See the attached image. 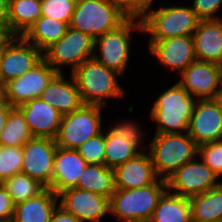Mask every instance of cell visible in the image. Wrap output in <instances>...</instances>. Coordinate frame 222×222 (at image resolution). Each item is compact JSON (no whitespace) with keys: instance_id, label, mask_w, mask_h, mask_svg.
<instances>
[{"instance_id":"obj_1","label":"cell","mask_w":222,"mask_h":222,"mask_svg":"<svg viewBox=\"0 0 222 222\" xmlns=\"http://www.w3.org/2000/svg\"><path fill=\"white\" fill-rule=\"evenodd\" d=\"M83 104L105 107L107 99L122 98L125 89L120 85L118 72L106 68L94 58L88 59L72 73Z\"/></svg>"},{"instance_id":"obj_2","label":"cell","mask_w":222,"mask_h":222,"mask_svg":"<svg viewBox=\"0 0 222 222\" xmlns=\"http://www.w3.org/2000/svg\"><path fill=\"white\" fill-rule=\"evenodd\" d=\"M150 110L155 134L188 132L196 99L178 82L158 95Z\"/></svg>"},{"instance_id":"obj_3","label":"cell","mask_w":222,"mask_h":222,"mask_svg":"<svg viewBox=\"0 0 222 222\" xmlns=\"http://www.w3.org/2000/svg\"><path fill=\"white\" fill-rule=\"evenodd\" d=\"M166 190V180L160 178L144 187L116 189L109 199L110 215L122 222H149Z\"/></svg>"},{"instance_id":"obj_4","label":"cell","mask_w":222,"mask_h":222,"mask_svg":"<svg viewBox=\"0 0 222 222\" xmlns=\"http://www.w3.org/2000/svg\"><path fill=\"white\" fill-rule=\"evenodd\" d=\"M147 147L157 176L164 180L198 155V145L187 132L154 134Z\"/></svg>"},{"instance_id":"obj_5","label":"cell","mask_w":222,"mask_h":222,"mask_svg":"<svg viewBox=\"0 0 222 222\" xmlns=\"http://www.w3.org/2000/svg\"><path fill=\"white\" fill-rule=\"evenodd\" d=\"M199 21L191 5H162L157 9L150 7L141 20L142 33L149 35V40L190 36L193 35Z\"/></svg>"},{"instance_id":"obj_6","label":"cell","mask_w":222,"mask_h":222,"mask_svg":"<svg viewBox=\"0 0 222 222\" xmlns=\"http://www.w3.org/2000/svg\"><path fill=\"white\" fill-rule=\"evenodd\" d=\"M132 31L142 33L140 20L127 19L116 29L95 38L93 58L106 68L123 75L131 57Z\"/></svg>"},{"instance_id":"obj_7","label":"cell","mask_w":222,"mask_h":222,"mask_svg":"<svg viewBox=\"0 0 222 222\" xmlns=\"http://www.w3.org/2000/svg\"><path fill=\"white\" fill-rule=\"evenodd\" d=\"M127 19L108 0H77L69 27L97 38Z\"/></svg>"},{"instance_id":"obj_8","label":"cell","mask_w":222,"mask_h":222,"mask_svg":"<svg viewBox=\"0 0 222 222\" xmlns=\"http://www.w3.org/2000/svg\"><path fill=\"white\" fill-rule=\"evenodd\" d=\"M103 106L83 104L76 111L63 115L55 138L58 147L78 149L88 139L103 132Z\"/></svg>"},{"instance_id":"obj_9","label":"cell","mask_w":222,"mask_h":222,"mask_svg":"<svg viewBox=\"0 0 222 222\" xmlns=\"http://www.w3.org/2000/svg\"><path fill=\"white\" fill-rule=\"evenodd\" d=\"M95 38L68 28L66 34L43 52V59L58 73L69 67L71 73L83 62L93 58Z\"/></svg>"},{"instance_id":"obj_10","label":"cell","mask_w":222,"mask_h":222,"mask_svg":"<svg viewBox=\"0 0 222 222\" xmlns=\"http://www.w3.org/2000/svg\"><path fill=\"white\" fill-rule=\"evenodd\" d=\"M190 160L180 166L167 179V190L182 197L191 198L217 187L220 178L200 159Z\"/></svg>"},{"instance_id":"obj_11","label":"cell","mask_w":222,"mask_h":222,"mask_svg":"<svg viewBox=\"0 0 222 222\" xmlns=\"http://www.w3.org/2000/svg\"><path fill=\"white\" fill-rule=\"evenodd\" d=\"M43 59V53L23 36H13L0 49V80L19 78Z\"/></svg>"},{"instance_id":"obj_12","label":"cell","mask_w":222,"mask_h":222,"mask_svg":"<svg viewBox=\"0 0 222 222\" xmlns=\"http://www.w3.org/2000/svg\"><path fill=\"white\" fill-rule=\"evenodd\" d=\"M177 81L196 100L216 99L222 90V66L212 62L193 61Z\"/></svg>"},{"instance_id":"obj_13","label":"cell","mask_w":222,"mask_h":222,"mask_svg":"<svg viewBox=\"0 0 222 222\" xmlns=\"http://www.w3.org/2000/svg\"><path fill=\"white\" fill-rule=\"evenodd\" d=\"M58 74L44 59L19 78L5 83L6 98L12 107L40 98L43 90Z\"/></svg>"},{"instance_id":"obj_14","label":"cell","mask_w":222,"mask_h":222,"mask_svg":"<svg viewBox=\"0 0 222 222\" xmlns=\"http://www.w3.org/2000/svg\"><path fill=\"white\" fill-rule=\"evenodd\" d=\"M56 141L50 138H33L22 146V172L51 189Z\"/></svg>"},{"instance_id":"obj_15","label":"cell","mask_w":222,"mask_h":222,"mask_svg":"<svg viewBox=\"0 0 222 222\" xmlns=\"http://www.w3.org/2000/svg\"><path fill=\"white\" fill-rule=\"evenodd\" d=\"M58 205L80 222H100L110 214L109 199L95 192L69 188L57 194Z\"/></svg>"},{"instance_id":"obj_16","label":"cell","mask_w":222,"mask_h":222,"mask_svg":"<svg viewBox=\"0 0 222 222\" xmlns=\"http://www.w3.org/2000/svg\"><path fill=\"white\" fill-rule=\"evenodd\" d=\"M187 133L198 146L222 140V109L216 99L196 100Z\"/></svg>"},{"instance_id":"obj_17","label":"cell","mask_w":222,"mask_h":222,"mask_svg":"<svg viewBox=\"0 0 222 222\" xmlns=\"http://www.w3.org/2000/svg\"><path fill=\"white\" fill-rule=\"evenodd\" d=\"M148 49L162 66L182 73L196 60L192 35L179 36L164 40H149Z\"/></svg>"},{"instance_id":"obj_18","label":"cell","mask_w":222,"mask_h":222,"mask_svg":"<svg viewBox=\"0 0 222 222\" xmlns=\"http://www.w3.org/2000/svg\"><path fill=\"white\" fill-rule=\"evenodd\" d=\"M17 108L22 112L34 138L55 140L63 117L55 107L41 98H35Z\"/></svg>"},{"instance_id":"obj_19","label":"cell","mask_w":222,"mask_h":222,"mask_svg":"<svg viewBox=\"0 0 222 222\" xmlns=\"http://www.w3.org/2000/svg\"><path fill=\"white\" fill-rule=\"evenodd\" d=\"M145 152L142 151L113 169L116 189H136L151 185L159 179L149 153Z\"/></svg>"},{"instance_id":"obj_20","label":"cell","mask_w":222,"mask_h":222,"mask_svg":"<svg viewBox=\"0 0 222 222\" xmlns=\"http://www.w3.org/2000/svg\"><path fill=\"white\" fill-rule=\"evenodd\" d=\"M87 163L77 149L57 147L51 182V190L58 194L69 188H75L79 177L86 168Z\"/></svg>"},{"instance_id":"obj_21","label":"cell","mask_w":222,"mask_h":222,"mask_svg":"<svg viewBox=\"0 0 222 222\" xmlns=\"http://www.w3.org/2000/svg\"><path fill=\"white\" fill-rule=\"evenodd\" d=\"M192 39L196 60L222 66V18L200 20Z\"/></svg>"},{"instance_id":"obj_22","label":"cell","mask_w":222,"mask_h":222,"mask_svg":"<svg viewBox=\"0 0 222 222\" xmlns=\"http://www.w3.org/2000/svg\"><path fill=\"white\" fill-rule=\"evenodd\" d=\"M70 80L63 73H58L41 94V99L55 107L62 115L70 114L79 109L82 99L72 74Z\"/></svg>"},{"instance_id":"obj_23","label":"cell","mask_w":222,"mask_h":222,"mask_svg":"<svg viewBox=\"0 0 222 222\" xmlns=\"http://www.w3.org/2000/svg\"><path fill=\"white\" fill-rule=\"evenodd\" d=\"M57 205V194L46 188L36 197L16 204L11 222H50Z\"/></svg>"},{"instance_id":"obj_24","label":"cell","mask_w":222,"mask_h":222,"mask_svg":"<svg viewBox=\"0 0 222 222\" xmlns=\"http://www.w3.org/2000/svg\"><path fill=\"white\" fill-rule=\"evenodd\" d=\"M40 16L41 0H9L8 29L13 36H23Z\"/></svg>"},{"instance_id":"obj_25","label":"cell","mask_w":222,"mask_h":222,"mask_svg":"<svg viewBox=\"0 0 222 222\" xmlns=\"http://www.w3.org/2000/svg\"><path fill=\"white\" fill-rule=\"evenodd\" d=\"M69 24L47 16H40L23 37L42 53L58 42L67 32Z\"/></svg>"},{"instance_id":"obj_26","label":"cell","mask_w":222,"mask_h":222,"mask_svg":"<svg viewBox=\"0 0 222 222\" xmlns=\"http://www.w3.org/2000/svg\"><path fill=\"white\" fill-rule=\"evenodd\" d=\"M189 200L192 222H222V181L217 187Z\"/></svg>"},{"instance_id":"obj_27","label":"cell","mask_w":222,"mask_h":222,"mask_svg":"<svg viewBox=\"0 0 222 222\" xmlns=\"http://www.w3.org/2000/svg\"><path fill=\"white\" fill-rule=\"evenodd\" d=\"M149 222H192L189 198L166 190L160 197Z\"/></svg>"},{"instance_id":"obj_28","label":"cell","mask_w":222,"mask_h":222,"mask_svg":"<svg viewBox=\"0 0 222 222\" xmlns=\"http://www.w3.org/2000/svg\"><path fill=\"white\" fill-rule=\"evenodd\" d=\"M75 188L111 198L115 188L114 170L105 165L87 164Z\"/></svg>"},{"instance_id":"obj_29","label":"cell","mask_w":222,"mask_h":222,"mask_svg":"<svg viewBox=\"0 0 222 222\" xmlns=\"http://www.w3.org/2000/svg\"><path fill=\"white\" fill-rule=\"evenodd\" d=\"M105 137V158L104 165L108 168L126 163L128 160L140 154L142 149L132 142L114 133L111 129L104 132Z\"/></svg>"},{"instance_id":"obj_30","label":"cell","mask_w":222,"mask_h":222,"mask_svg":"<svg viewBox=\"0 0 222 222\" xmlns=\"http://www.w3.org/2000/svg\"><path fill=\"white\" fill-rule=\"evenodd\" d=\"M33 138L22 112L17 107H13L0 133V145L22 147Z\"/></svg>"},{"instance_id":"obj_31","label":"cell","mask_w":222,"mask_h":222,"mask_svg":"<svg viewBox=\"0 0 222 222\" xmlns=\"http://www.w3.org/2000/svg\"><path fill=\"white\" fill-rule=\"evenodd\" d=\"M2 183L14 205L36 197L46 189L39 181L23 173L13 175Z\"/></svg>"},{"instance_id":"obj_32","label":"cell","mask_w":222,"mask_h":222,"mask_svg":"<svg viewBox=\"0 0 222 222\" xmlns=\"http://www.w3.org/2000/svg\"><path fill=\"white\" fill-rule=\"evenodd\" d=\"M22 147L0 145V181L22 172Z\"/></svg>"},{"instance_id":"obj_33","label":"cell","mask_w":222,"mask_h":222,"mask_svg":"<svg viewBox=\"0 0 222 222\" xmlns=\"http://www.w3.org/2000/svg\"><path fill=\"white\" fill-rule=\"evenodd\" d=\"M77 0H41L42 16L70 23Z\"/></svg>"},{"instance_id":"obj_34","label":"cell","mask_w":222,"mask_h":222,"mask_svg":"<svg viewBox=\"0 0 222 222\" xmlns=\"http://www.w3.org/2000/svg\"><path fill=\"white\" fill-rule=\"evenodd\" d=\"M77 151L87 164L104 165L105 137L104 131L82 144Z\"/></svg>"},{"instance_id":"obj_35","label":"cell","mask_w":222,"mask_h":222,"mask_svg":"<svg viewBox=\"0 0 222 222\" xmlns=\"http://www.w3.org/2000/svg\"><path fill=\"white\" fill-rule=\"evenodd\" d=\"M198 157L219 177L222 176V140L198 146Z\"/></svg>"},{"instance_id":"obj_36","label":"cell","mask_w":222,"mask_h":222,"mask_svg":"<svg viewBox=\"0 0 222 222\" xmlns=\"http://www.w3.org/2000/svg\"><path fill=\"white\" fill-rule=\"evenodd\" d=\"M114 126V127H113ZM110 129L118 134L119 136L123 137V139L132 142L133 144L137 145L140 149L144 151V143L143 137L147 134L142 127L140 128L139 123L134 122V120H124L122 122H116L115 125H110ZM142 129V130H141Z\"/></svg>"},{"instance_id":"obj_37","label":"cell","mask_w":222,"mask_h":222,"mask_svg":"<svg viewBox=\"0 0 222 222\" xmlns=\"http://www.w3.org/2000/svg\"><path fill=\"white\" fill-rule=\"evenodd\" d=\"M128 19L142 20L147 7L140 0H108Z\"/></svg>"},{"instance_id":"obj_38","label":"cell","mask_w":222,"mask_h":222,"mask_svg":"<svg viewBox=\"0 0 222 222\" xmlns=\"http://www.w3.org/2000/svg\"><path fill=\"white\" fill-rule=\"evenodd\" d=\"M192 9L200 20L221 19L216 13L222 7V0H192Z\"/></svg>"},{"instance_id":"obj_39","label":"cell","mask_w":222,"mask_h":222,"mask_svg":"<svg viewBox=\"0 0 222 222\" xmlns=\"http://www.w3.org/2000/svg\"><path fill=\"white\" fill-rule=\"evenodd\" d=\"M14 203L3 183L0 184V222H11L14 214Z\"/></svg>"},{"instance_id":"obj_40","label":"cell","mask_w":222,"mask_h":222,"mask_svg":"<svg viewBox=\"0 0 222 222\" xmlns=\"http://www.w3.org/2000/svg\"><path fill=\"white\" fill-rule=\"evenodd\" d=\"M50 222H80L73 214L67 212L62 207L57 205L52 213Z\"/></svg>"},{"instance_id":"obj_41","label":"cell","mask_w":222,"mask_h":222,"mask_svg":"<svg viewBox=\"0 0 222 222\" xmlns=\"http://www.w3.org/2000/svg\"><path fill=\"white\" fill-rule=\"evenodd\" d=\"M9 0H0V24L8 27Z\"/></svg>"},{"instance_id":"obj_42","label":"cell","mask_w":222,"mask_h":222,"mask_svg":"<svg viewBox=\"0 0 222 222\" xmlns=\"http://www.w3.org/2000/svg\"><path fill=\"white\" fill-rule=\"evenodd\" d=\"M13 37L7 26L0 24V49Z\"/></svg>"},{"instance_id":"obj_43","label":"cell","mask_w":222,"mask_h":222,"mask_svg":"<svg viewBox=\"0 0 222 222\" xmlns=\"http://www.w3.org/2000/svg\"><path fill=\"white\" fill-rule=\"evenodd\" d=\"M12 108L11 105H0V133L5 126L8 113Z\"/></svg>"},{"instance_id":"obj_44","label":"cell","mask_w":222,"mask_h":222,"mask_svg":"<svg viewBox=\"0 0 222 222\" xmlns=\"http://www.w3.org/2000/svg\"><path fill=\"white\" fill-rule=\"evenodd\" d=\"M0 105H9L6 98V87L1 80H0Z\"/></svg>"},{"instance_id":"obj_45","label":"cell","mask_w":222,"mask_h":222,"mask_svg":"<svg viewBox=\"0 0 222 222\" xmlns=\"http://www.w3.org/2000/svg\"><path fill=\"white\" fill-rule=\"evenodd\" d=\"M147 8L152 7L154 5V0H140Z\"/></svg>"},{"instance_id":"obj_46","label":"cell","mask_w":222,"mask_h":222,"mask_svg":"<svg viewBox=\"0 0 222 222\" xmlns=\"http://www.w3.org/2000/svg\"><path fill=\"white\" fill-rule=\"evenodd\" d=\"M216 100L219 102L221 109H222V90L219 92V94L217 95Z\"/></svg>"}]
</instances>
